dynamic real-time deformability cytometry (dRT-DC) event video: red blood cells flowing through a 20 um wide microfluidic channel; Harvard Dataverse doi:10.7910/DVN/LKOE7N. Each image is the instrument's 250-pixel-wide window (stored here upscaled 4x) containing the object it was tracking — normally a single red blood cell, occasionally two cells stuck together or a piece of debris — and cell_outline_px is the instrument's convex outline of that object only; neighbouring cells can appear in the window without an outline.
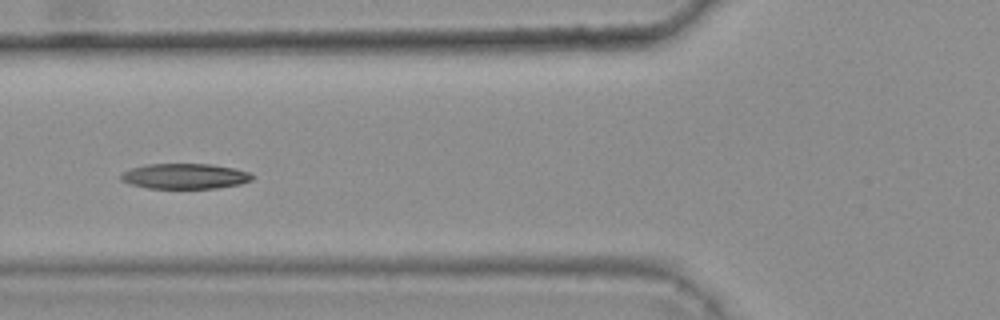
{"species": "common noctule bat (a hibernating species)", "species_latin": "Nyctalus noctula", "temperature_condition": "warm", "stored_images_in_passage": 45, "camera_frame_rate_fps": 3000, "um_per_image_px": 0.085, "animal": {"sex": "female", "body_mass_g": 25.1}, "frame": {"image": 1, "passage_image": 20, "time_ms": 6.333, "image_size_px": [1000, 320], "cell_outline_px": [[252, 180], [240, 184], [216, 188], [148, 188], [132, 184], [120, 180], [120, 176], [124, 172], [132, 168], [144, 164], [212, 164], [232, 168], [248, 172], [252, 176]], "centroid_in_image_um": [15.7, 14.97], "position_along_channel_um": 110.1, "area_um2": 19.19}, "authors_computed_cell_mechanics": {"area_um2": 20.1722, "velocity_mm_per_s": 3.6809, "shape_relaxation_time_tau1_ms": null, "shape_relaxation_time_tau2_ms": 4.8955, "deformation_change_tau1": null, "deformation_change_tau2": 0.1154}}